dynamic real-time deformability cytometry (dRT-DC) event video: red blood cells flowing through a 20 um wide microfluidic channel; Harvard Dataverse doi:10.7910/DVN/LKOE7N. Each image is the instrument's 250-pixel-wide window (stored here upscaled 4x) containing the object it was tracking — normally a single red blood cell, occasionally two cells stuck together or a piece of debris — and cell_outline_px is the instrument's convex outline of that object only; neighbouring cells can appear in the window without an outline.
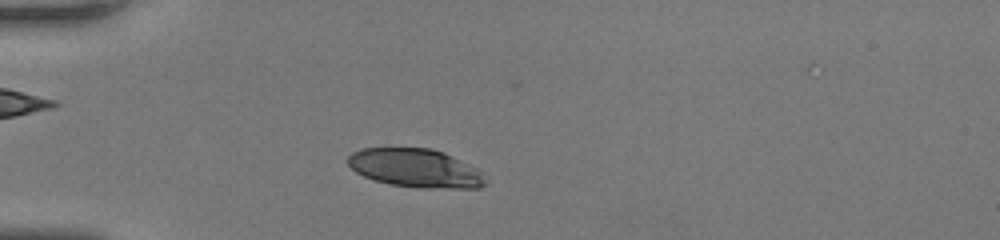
{"species": "human", "species_latin": "Homo sapiens", "temperature_condition": "room temperature", "stored_images_in_passage": 40, "camera_frame_rate_fps": 3000, "um_per_image_px": 0.085, "donor": {"sex": "female"}, "frame": {"image": 1, "passage_image": 5, "time_ms": 1.333, "image_size_px": [1000, 240], "cell_outline_px": [[488, 184], [480, 188], [420, 188], [388, 184], [364, 176], [356, 172], [348, 164], [348, 156], [352, 152], [360, 148], [432, 148], [444, 152], [484, 172]], "centroid_in_image_um": [35.36, 14.3], "position_along_channel_um": 49.6, "area_um2": 31.15}}
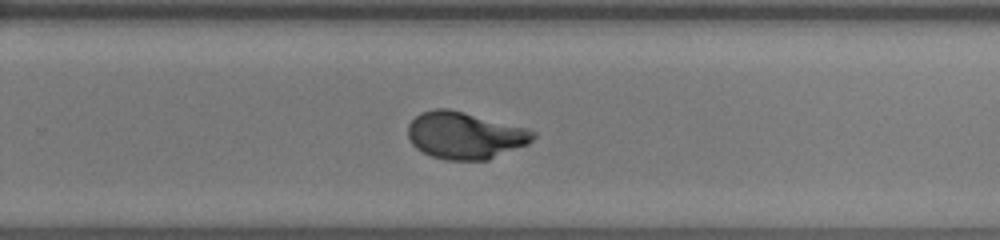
{"frame": {"image": 2, "passage_image": 24, "time_ms": 7.667, "image_size_px": [1000, 240], "cell_outline_px": [[536, 136], [528, 144], [488, 160], [444, 160], [432, 156], [416, 148], [412, 144], [408, 136], [408, 124], [420, 112], [436, 108], [448, 108], [528, 128], [536, 132]], "centroid_in_image_um": [39.52, 11.51], "position_along_channel_um": 290.3, "area_um2": 34.39}}
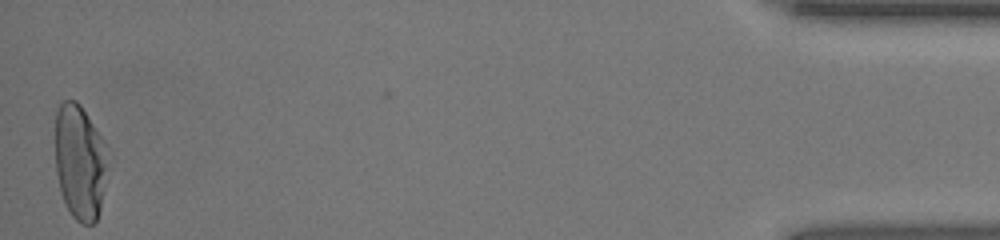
{"frame": {"image": 3, "passage_image": 40, "time_ms": 13.0, "image_size_px": [1000, 240], "cell_outline_px": [[104, 168], [100, 208], [96, 220], [92, 224], [80, 224], [72, 216], [60, 192], [56, 172], [56, 108], [60, 100], [76, 100], [80, 104], [100, 136], [104, 164]], "centroid_in_image_um": [6.7, 13.75], "position_along_channel_um": 428.5, "area_um2": 33.93}, "authors_computed_cell_mechanics": {"area_um2": 33.9286, "velocity_mm_per_s": 4.2007, "shape_relaxation_time_tau1_ms": 4.5917, "shape_relaxation_time_tau2_ms": null, "deformation_change_tau1": 0.2237, "deformation_change_tau2": null}}